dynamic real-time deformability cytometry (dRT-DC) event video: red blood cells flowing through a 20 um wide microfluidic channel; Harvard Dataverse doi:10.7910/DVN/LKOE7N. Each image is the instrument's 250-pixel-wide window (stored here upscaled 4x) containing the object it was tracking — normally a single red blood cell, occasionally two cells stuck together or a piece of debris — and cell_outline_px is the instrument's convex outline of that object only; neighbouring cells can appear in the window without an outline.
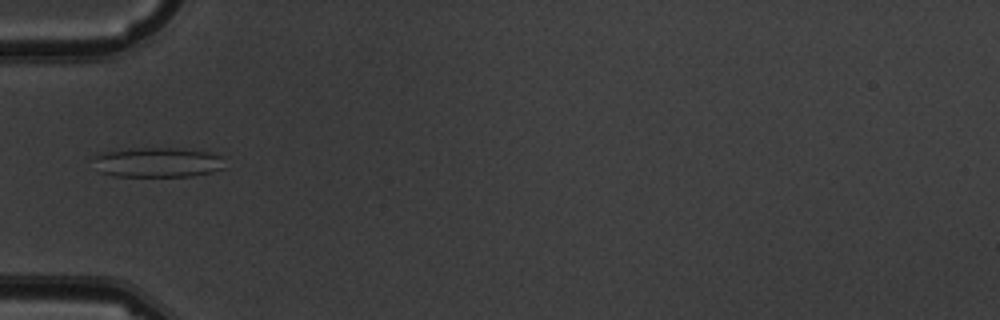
{"species": "common noctule bat (a hibernating species)", "species_latin": "Nyctalus noctula", "temperature_condition": "warm", "stored_images_in_passage": 10, "camera_frame_rate_fps": 3000, "um_per_image_px": 0.085, "animal": {"sex": "male", "body_mass_g": 19.5, "forearm_length_mm": 54.6}, "frame": {"image": 1, "passage_image": 5, "time_ms": 5.667, "image_size_px": [1000, 320], "cell_outline_px": [[228, 168], [212, 172], [192, 176], [112, 176], [100, 172], [88, 160], [92, 156], [108, 152], [140, 148], [172, 148], [208, 152], [228, 156]], "centroid_in_image_um": [13.48, 13.81], "position_along_channel_um": 71.5, "area_um2": 23.47}}
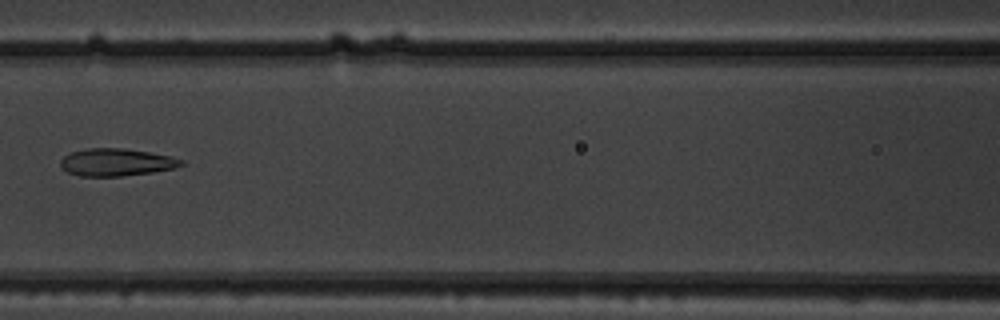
{"frame": {"image": 2, "passage_image": 7, "time_ms": 8.0, "image_size_px": [1000, 320], "cell_outline_px": [[184, 164], [176, 168], [152, 172], [120, 176], [80, 176], [68, 172], [60, 164], [60, 160], [64, 156], [72, 152], [88, 148], [124, 148], [172, 156], [184, 160]], "centroid_in_image_um": [9.92, 13.79], "position_along_channel_um": 156.7, "area_um2": 19.25}}
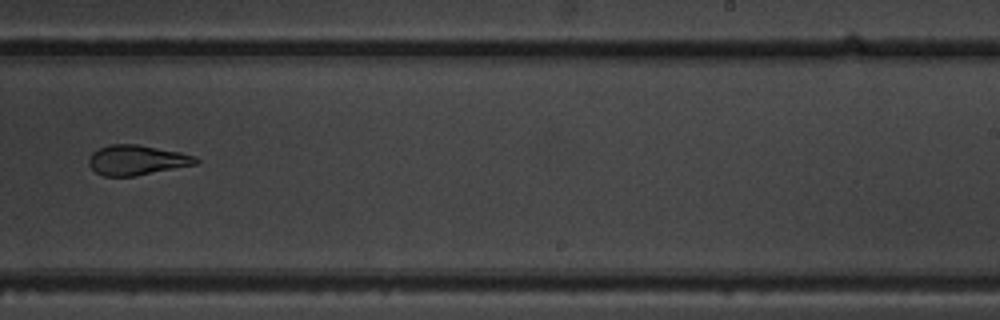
{"frame": {"image": 3, "passage_image": 10, "time_ms": 11.333, "image_size_px": [1000, 320], "cell_outline_px": [[200, 160], [196, 164], [136, 176], [104, 176], [96, 172], [88, 164], [88, 160], [92, 152], [108, 144], [136, 144], [180, 152], [196, 156]], "centroid_in_image_um": [11.62, 13.6], "position_along_channel_um": 277.4, "area_um2": 18.67}}